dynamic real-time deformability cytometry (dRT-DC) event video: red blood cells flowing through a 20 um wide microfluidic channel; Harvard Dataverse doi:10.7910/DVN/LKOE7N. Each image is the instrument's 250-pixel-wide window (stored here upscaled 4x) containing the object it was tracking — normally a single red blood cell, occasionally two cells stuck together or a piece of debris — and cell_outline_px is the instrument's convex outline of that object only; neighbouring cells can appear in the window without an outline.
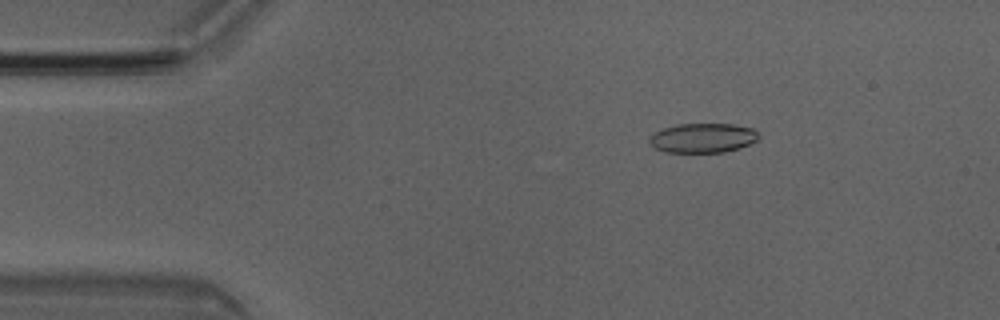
{"species": "Egyptian fruit bat (a non-hibernating species)", "species_latin": "Rousettus aegyptiacus", "temperature_condition": "room temperature", "stored_images_in_passage": 6, "camera_frame_rate_fps": 3000, "um_per_image_px": 0.085, "animal": {"sex": "male"}, "frame": {"image": 1, "passage_image": 3, "time_ms": 0.667, "image_size_px": [1000, 320], "cell_outline_px": [[760, 136], [756, 140], [740, 148], [724, 152], [664, 152], [656, 148], [648, 140], [656, 132], [664, 128], [676, 124], [732, 124], [752, 128]], "centroid_in_image_um": [59.75, 11.72], "position_along_channel_um": 25.2, "area_um2": 18.55}}